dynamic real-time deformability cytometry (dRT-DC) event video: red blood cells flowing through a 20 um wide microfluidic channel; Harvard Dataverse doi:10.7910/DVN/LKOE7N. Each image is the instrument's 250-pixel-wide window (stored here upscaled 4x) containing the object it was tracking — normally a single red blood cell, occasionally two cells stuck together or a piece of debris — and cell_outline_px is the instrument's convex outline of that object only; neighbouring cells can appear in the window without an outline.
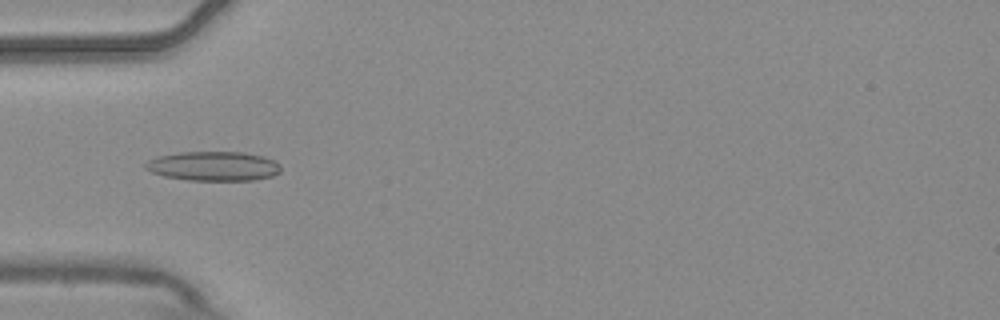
{"species": "common noctule bat (a hibernating species)", "species_latin": "Nyctalus noctula", "temperature_condition": "warm", "stored_images_in_passage": 7, "camera_frame_rate_fps": 3000, "um_per_image_px": 0.085, "animal": {"sex": "male", "body_mass_g": 20.4}, "frame": {"image": 1, "passage_image": 6, "time_ms": 1.667, "image_size_px": [1000, 320], "cell_outline_px": [[280, 172], [272, 176], [256, 180], [188, 180], [164, 176], [152, 172], [144, 168], [144, 164], [148, 160], [156, 156], [180, 152], [244, 152], [264, 156], [280, 164]], "centroid_in_image_um": [18.13, 14.12], "position_along_channel_um": 66.9, "area_um2": 23.29}}
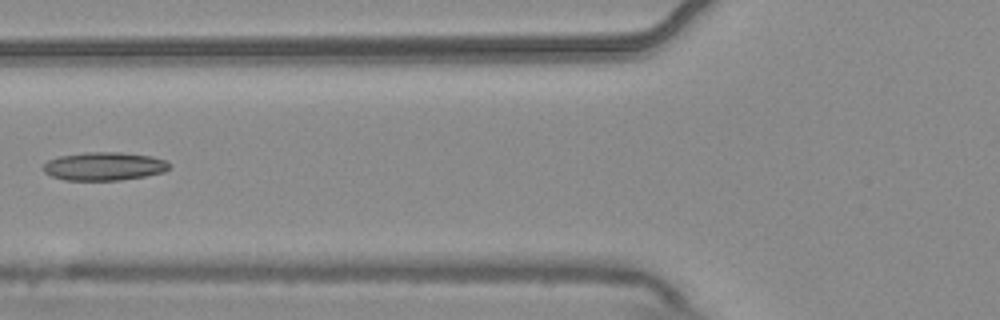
{"frame": {"image": 2, "passage_image": 7, "time_ms": 2.0, "image_size_px": [1000, 320], "cell_outline_px": [[168, 168], [164, 172], [144, 176], [120, 180], [64, 180], [52, 176], [44, 172], [40, 168], [48, 160], [60, 156], [84, 152], [120, 152], [152, 156], [164, 160], [168, 164]], "centroid_in_image_um": [8.8, 14.13], "position_along_channel_um": 117.0, "area_um2": 20.75}}